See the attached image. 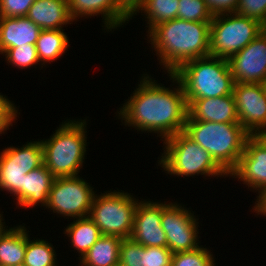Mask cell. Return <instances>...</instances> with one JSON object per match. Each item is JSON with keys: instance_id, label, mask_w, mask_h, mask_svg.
Returning a JSON list of instances; mask_svg holds the SVG:
<instances>
[{"instance_id": "8992f818", "label": "cell", "mask_w": 266, "mask_h": 266, "mask_svg": "<svg viewBox=\"0 0 266 266\" xmlns=\"http://www.w3.org/2000/svg\"><path fill=\"white\" fill-rule=\"evenodd\" d=\"M163 153L157 161L165 173L175 177H228L212 156L184 132L163 140ZM225 176V177H224Z\"/></svg>"}, {"instance_id": "d4e9b609", "label": "cell", "mask_w": 266, "mask_h": 266, "mask_svg": "<svg viewBox=\"0 0 266 266\" xmlns=\"http://www.w3.org/2000/svg\"><path fill=\"white\" fill-rule=\"evenodd\" d=\"M64 234L71 241V246L79 253V259L102 235L99 227L89 217L74 219L66 226Z\"/></svg>"}, {"instance_id": "74e56055", "label": "cell", "mask_w": 266, "mask_h": 266, "mask_svg": "<svg viewBox=\"0 0 266 266\" xmlns=\"http://www.w3.org/2000/svg\"><path fill=\"white\" fill-rule=\"evenodd\" d=\"M3 214L0 213V234L2 233V231L6 228V226L4 225L5 224V219H3ZM4 221V222H2Z\"/></svg>"}, {"instance_id": "b9f144b4", "label": "cell", "mask_w": 266, "mask_h": 266, "mask_svg": "<svg viewBox=\"0 0 266 266\" xmlns=\"http://www.w3.org/2000/svg\"><path fill=\"white\" fill-rule=\"evenodd\" d=\"M113 266H122L120 263L116 264V265H113Z\"/></svg>"}, {"instance_id": "f35d334b", "label": "cell", "mask_w": 266, "mask_h": 266, "mask_svg": "<svg viewBox=\"0 0 266 266\" xmlns=\"http://www.w3.org/2000/svg\"><path fill=\"white\" fill-rule=\"evenodd\" d=\"M262 84H263L264 90L266 92V79L264 80V82Z\"/></svg>"}, {"instance_id": "2e32d148", "label": "cell", "mask_w": 266, "mask_h": 266, "mask_svg": "<svg viewBox=\"0 0 266 266\" xmlns=\"http://www.w3.org/2000/svg\"><path fill=\"white\" fill-rule=\"evenodd\" d=\"M68 10L73 21L98 15L104 19V31H115L130 20L117 8L115 0H67ZM128 21V22H126ZM118 27V28H117Z\"/></svg>"}, {"instance_id": "4dcf8cb0", "label": "cell", "mask_w": 266, "mask_h": 266, "mask_svg": "<svg viewBox=\"0 0 266 266\" xmlns=\"http://www.w3.org/2000/svg\"><path fill=\"white\" fill-rule=\"evenodd\" d=\"M237 15L266 24V0H239L235 12Z\"/></svg>"}, {"instance_id": "ffe728a7", "label": "cell", "mask_w": 266, "mask_h": 266, "mask_svg": "<svg viewBox=\"0 0 266 266\" xmlns=\"http://www.w3.org/2000/svg\"><path fill=\"white\" fill-rule=\"evenodd\" d=\"M41 30L27 17H0V54L12 47L36 45Z\"/></svg>"}, {"instance_id": "7402d4cb", "label": "cell", "mask_w": 266, "mask_h": 266, "mask_svg": "<svg viewBox=\"0 0 266 266\" xmlns=\"http://www.w3.org/2000/svg\"><path fill=\"white\" fill-rule=\"evenodd\" d=\"M26 252V226L5 228L0 234V266L24 263Z\"/></svg>"}, {"instance_id": "836d02e7", "label": "cell", "mask_w": 266, "mask_h": 266, "mask_svg": "<svg viewBox=\"0 0 266 266\" xmlns=\"http://www.w3.org/2000/svg\"><path fill=\"white\" fill-rule=\"evenodd\" d=\"M207 8L214 15L234 13L239 0H204Z\"/></svg>"}, {"instance_id": "4fadbf2b", "label": "cell", "mask_w": 266, "mask_h": 266, "mask_svg": "<svg viewBox=\"0 0 266 266\" xmlns=\"http://www.w3.org/2000/svg\"><path fill=\"white\" fill-rule=\"evenodd\" d=\"M234 83H263L266 79V31L229 60Z\"/></svg>"}, {"instance_id": "e0dca14e", "label": "cell", "mask_w": 266, "mask_h": 266, "mask_svg": "<svg viewBox=\"0 0 266 266\" xmlns=\"http://www.w3.org/2000/svg\"><path fill=\"white\" fill-rule=\"evenodd\" d=\"M186 120L239 123L233 95L195 99Z\"/></svg>"}, {"instance_id": "3957f363", "label": "cell", "mask_w": 266, "mask_h": 266, "mask_svg": "<svg viewBox=\"0 0 266 266\" xmlns=\"http://www.w3.org/2000/svg\"><path fill=\"white\" fill-rule=\"evenodd\" d=\"M205 149L229 175L238 165L246 140L251 136L240 123L186 120L184 131Z\"/></svg>"}, {"instance_id": "83f0119b", "label": "cell", "mask_w": 266, "mask_h": 266, "mask_svg": "<svg viewBox=\"0 0 266 266\" xmlns=\"http://www.w3.org/2000/svg\"><path fill=\"white\" fill-rule=\"evenodd\" d=\"M211 251L201 245L190 251L173 253L171 266H215L216 260Z\"/></svg>"}, {"instance_id": "d590c367", "label": "cell", "mask_w": 266, "mask_h": 266, "mask_svg": "<svg viewBox=\"0 0 266 266\" xmlns=\"http://www.w3.org/2000/svg\"><path fill=\"white\" fill-rule=\"evenodd\" d=\"M253 212L266 216V187L257 195Z\"/></svg>"}, {"instance_id": "5bb4252c", "label": "cell", "mask_w": 266, "mask_h": 266, "mask_svg": "<svg viewBox=\"0 0 266 266\" xmlns=\"http://www.w3.org/2000/svg\"><path fill=\"white\" fill-rule=\"evenodd\" d=\"M161 216L162 202L141 199L135 210L130 238L144 247H167Z\"/></svg>"}, {"instance_id": "30bf717a", "label": "cell", "mask_w": 266, "mask_h": 266, "mask_svg": "<svg viewBox=\"0 0 266 266\" xmlns=\"http://www.w3.org/2000/svg\"><path fill=\"white\" fill-rule=\"evenodd\" d=\"M43 163V146L40 140H30L20 148L5 147L0 152V190L15 196L23 188L25 174Z\"/></svg>"}, {"instance_id": "9a60e30c", "label": "cell", "mask_w": 266, "mask_h": 266, "mask_svg": "<svg viewBox=\"0 0 266 266\" xmlns=\"http://www.w3.org/2000/svg\"><path fill=\"white\" fill-rule=\"evenodd\" d=\"M229 176L258 192L256 194L266 187V148L255 136L246 140L239 163Z\"/></svg>"}, {"instance_id": "277c9868", "label": "cell", "mask_w": 266, "mask_h": 266, "mask_svg": "<svg viewBox=\"0 0 266 266\" xmlns=\"http://www.w3.org/2000/svg\"><path fill=\"white\" fill-rule=\"evenodd\" d=\"M76 120L62 122L50 138L40 139L44 165L55 178L78 176L84 166L88 149L87 118Z\"/></svg>"}, {"instance_id": "ac0fdd59", "label": "cell", "mask_w": 266, "mask_h": 266, "mask_svg": "<svg viewBox=\"0 0 266 266\" xmlns=\"http://www.w3.org/2000/svg\"><path fill=\"white\" fill-rule=\"evenodd\" d=\"M55 177L44 163L25 174L23 188L13 197L16 205L23 208L44 207L47 205L49 192Z\"/></svg>"}, {"instance_id": "7a4b0ae2", "label": "cell", "mask_w": 266, "mask_h": 266, "mask_svg": "<svg viewBox=\"0 0 266 266\" xmlns=\"http://www.w3.org/2000/svg\"><path fill=\"white\" fill-rule=\"evenodd\" d=\"M210 23L176 18L148 32L147 41L166 73H174L188 61L210 56Z\"/></svg>"}, {"instance_id": "52a82bcc", "label": "cell", "mask_w": 266, "mask_h": 266, "mask_svg": "<svg viewBox=\"0 0 266 266\" xmlns=\"http://www.w3.org/2000/svg\"><path fill=\"white\" fill-rule=\"evenodd\" d=\"M263 31V24L236 13L214 15L210 23V56L229 60Z\"/></svg>"}, {"instance_id": "484cf974", "label": "cell", "mask_w": 266, "mask_h": 266, "mask_svg": "<svg viewBox=\"0 0 266 266\" xmlns=\"http://www.w3.org/2000/svg\"><path fill=\"white\" fill-rule=\"evenodd\" d=\"M178 7L179 0H145L138 14L141 11L142 16L145 15L148 33L154 26L176 19Z\"/></svg>"}, {"instance_id": "6da1fadb", "label": "cell", "mask_w": 266, "mask_h": 266, "mask_svg": "<svg viewBox=\"0 0 266 266\" xmlns=\"http://www.w3.org/2000/svg\"><path fill=\"white\" fill-rule=\"evenodd\" d=\"M167 76L176 84H170L172 89L147 73L141 74L140 84L117 111L123 125L142 134L156 133L162 141L184 131L188 116L186 96L177 78L173 74Z\"/></svg>"}, {"instance_id": "f546056e", "label": "cell", "mask_w": 266, "mask_h": 266, "mask_svg": "<svg viewBox=\"0 0 266 266\" xmlns=\"http://www.w3.org/2000/svg\"><path fill=\"white\" fill-rule=\"evenodd\" d=\"M177 18L186 21L211 22L213 14L204 0H179Z\"/></svg>"}, {"instance_id": "8fae6325", "label": "cell", "mask_w": 266, "mask_h": 266, "mask_svg": "<svg viewBox=\"0 0 266 266\" xmlns=\"http://www.w3.org/2000/svg\"><path fill=\"white\" fill-rule=\"evenodd\" d=\"M162 202L161 226L166 234L167 247L172 253L190 251L200 247L199 218L194 211L178 202ZM199 241V242H198Z\"/></svg>"}, {"instance_id": "1f68e13d", "label": "cell", "mask_w": 266, "mask_h": 266, "mask_svg": "<svg viewBox=\"0 0 266 266\" xmlns=\"http://www.w3.org/2000/svg\"><path fill=\"white\" fill-rule=\"evenodd\" d=\"M35 0H0V17H26Z\"/></svg>"}, {"instance_id": "603a6c76", "label": "cell", "mask_w": 266, "mask_h": 266, "mask_svg": "<svg viewBox=\"0 0 266 266\" xmlns=\"http://www.w3.org/2000/svg\"><path fill=\"white\" fill-rule=\"evenodd\" d=\"M122 238L101 235L90 249L79 259V266H113L119 263Z\"/></svg>"}, {"instance_id": "ba28073f", "label": "cell", "mask_w": 266, "mask_h": 266, "mask_svg": "<svg viewBox=\"0 0 266 266\" xmlns=\"http://www.w3.org/2000/svg\"><path fill=\"white\" fill-rule=\"evenodd\" d=\"M138 201L119 189L96 194L88 217L99 227L102 235L130 238Z\"/></svg>"}, {"instance_id": "ab89813d", "label": "cell", "mask_w": 266, "mask_h": 266, "mask_svg": "<svg viewBox=\"0 0 266 266\" xmlns=\"http://www.w3.org/2000/svg\"><path fill=\"white\" fill-rule=\"evenodd\" d=\"M6 96H4L3 94L1 95L0 93V102L5 98Z\"/></svg>"}, {"instance_id": "e575fe53", "label": "cell", "mask_w": 266, "mask_h": 266, "mask_svg": "<svg viewBox=\"0 0 266 266\" xmlns=\"http://www.w3.org/2000/svg\"><path fill=\"white\" fill-rule=\"evenodd\" d=\"M117 8L130 20L141 9L145 0H115Z\"/></svg>"}, {"instance_id": "cb8c5ba5", "label": "cell", "mask_w": 266, "mask_h": 266, "mask_svg": "<svg viewBox=\"0 0 266 266\" xmlns=\"http://www.w3.org/2000/svg\"><path fill=\"white\" fill-rule=\"evenodd\" d=\"M69 36L64 29L41 30L39 33L36 50L40 63L45 67L49 62L61 58L69 48Z\"/></svg>"}, {"instance_id": "d6986e66", "label": "cell", "mask_w": 266, "mask_h": 266, "mask_svg": "<svg viewBox=\"0 0 266 266\" xmlns=\"http://www.w3.org/2000/svg\"><path fill=\"white\" fill-rule=\"evenodd\" d=\"M172 255L168 247H144L125 238L120 246L119 263L122 266H171Z\"/></svg>"}, {"instance_id": "44dd1931", "label": "cell", "mask_w": 266, "mask_h": 266, "mask_svg": "<svg viewBox=\"0 0 266 266\" xmlns=\"http://www.w3.org/2000/svg\"><path fill=\"white\" fill-rule=\"evenodd\" d=\"M26 17L42 30L63 29L74 22L67 0H35Z\"/></svg>"}, {"instance_id": "5b68a950", "label": "cell", "mask_w": 266, "mask_h": 266, "mask_svg": "<svg viewBox=\"0 0 266 266\" xmlns=\"http://www.w3.org/2000/svg\"><path fill=\"white\" fill-rule=\"evenodd\" d=\"M189 106L195 99L233 95L234 80L226 59L207 56L188 61L172 73Z\"/></svg>"}, {"instance_id": "8d00e7d4", "label": "cell", "mask_w": 266, "mask_h": 266, "mask_svg": "<svg viewBox=\"0 0 266 266\" xmlns=\"http://www.w3.org/2000/svg\"><path fill=\"white\" fill-rule=\"evenodd\" d=\"M261 143L262 145H264V147L266 148V128L258 131L255 135H254Z\"/></svg>"}, {"instance_id": "60d3db41", "label": "cell", "mask_w": 266, "mask_h": 266, "mask_svg": "<svg viewBox=\"0 0 266 266\" xmlns=\"http://www.w3.org/2000/svg\"><path fill=\"white\" fill-rule=\"evenodd\" d=\"M13 266H26L24 263L20 264V265H13Z\"/></svg>"}, {"instance_id": "4316f807", "label": "cell", "mask_w": 266, "mask_h": 266, "mask_svg": "<svg viewBox=\"0 0 266 266\" xmlns=\"http://www.w3.org/2000/svg\"><path fill=\"white\" fill-rule=\"evenodd\" d=\"M26 228V266H58L56 251L53 244L44 239L31 240Z\"/></svg>"}, {"instance_id": "d6a6232c", "label": "cell", "mask_w": 266, "mask_h": 266, "mask_svg": "<svg viewBox=\"0 0 266 266\" xmlns=\"http://www.w3.org/2000/svg\"><path fill=\"white\" fill-rule=\"evenodd\" d=\"M14 104L7 97L0 102V135L10 129L9 127L16 122L17 116L20 114V112L18 113L19 108Z\"/></svg>"}, {"instance_id": "7c38bea8", "label": "cell", "mask_w": 266, "mask_h": 266, "mask_svg": "<svg viewBox=\"0 0 266 266\" xmlns=\"http://www.w3.org/2000/svg\"><path fill=\"white\" fill-rule=\"evenodd\" d=\"M233 97L238 121L254 136L266 128V92L262 83H234Z\"/></svg>"}, {"instance_id": "f1b7e54d", "label": "cell", "mask_w": 266, "mask_h": 266, "mask_svg": "<svg viewBox=\"0 0 266 266\" xmlns=\"http://www.w3.org/2000/svg\"><path fill=\"white\" fill-rule=\"evenodd\" d=\"M2 55H5L6 63H10V65L20 68L27 69L31 66L41 65V69L43 68L42 64L39 61L36 45L25 44L19 47H12L7 49Z\"/></svg>"}, {"instance_id": "9c48e42d", "label": "cell", "mask_w": 266, "mask_h": 266, "mask_svg": "<svg viewBox=\"0 0 266 266\" xmlns=\"http://www.w3.org/2000/svg\"><path fill=\"white\" fill-rule=\"evenodd\" d=\"M93 189L80 175L55 178L45 208L66 219L88 217L96 195Z\"/></svg>"}]
</instances>
